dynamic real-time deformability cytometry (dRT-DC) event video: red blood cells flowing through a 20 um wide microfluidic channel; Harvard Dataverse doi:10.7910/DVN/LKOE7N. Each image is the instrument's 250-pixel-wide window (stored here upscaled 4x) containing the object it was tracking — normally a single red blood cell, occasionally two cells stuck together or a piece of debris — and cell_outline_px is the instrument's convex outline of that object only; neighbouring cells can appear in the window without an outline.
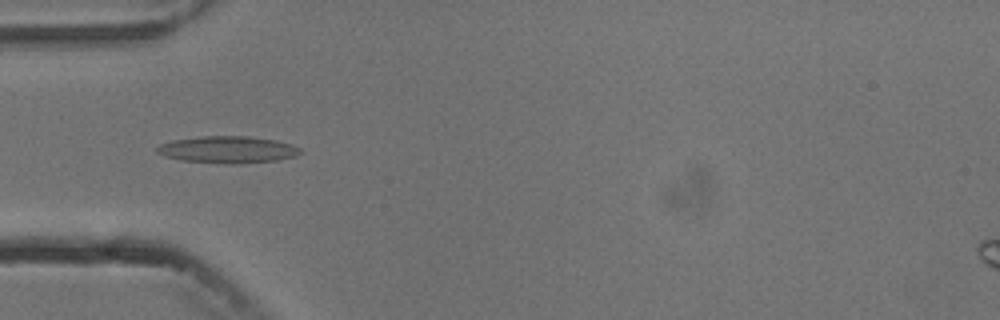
{"species": "common noctule bat (a hibernating species)", "species_latin": "Nyctalus noctula", "temperature_condition": "cold", "stored_images_in_passage": 3, "camera_frame_rate_fps": 3000, "um_per_image_px": 0.085, "animal": {"sex": "male", "body_mass_g": 13.3}, "frame": {"image": 1, "passage_image": 1, "time_ms": 0.0, "image_size_px": [1000, 320], "cell_outline_px": [[304, 152], [296, 156], [276, 160], [240, 164], [224, 164], [180, 160], [164, 156], [156, 152], [156, 148], [160, 144], [172, 140], [200, 136], [248, 136], [276, 140], [292, 144], [300, 148]], "centroid_in_image_um": [19.36, 12.72], "position_along_channel_um": 65.6, "area_um2": 22.77}}
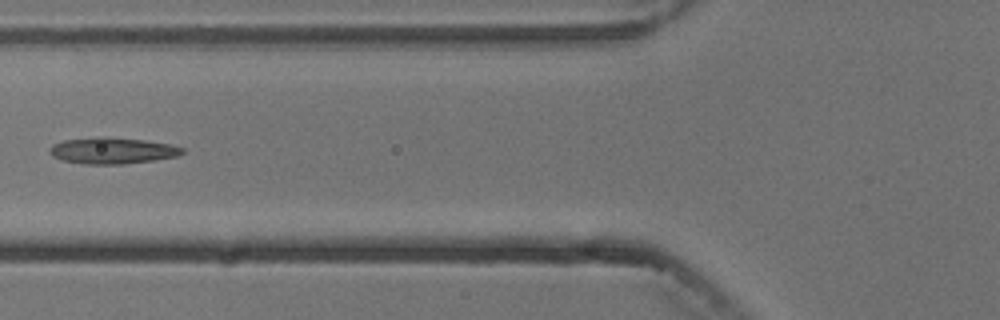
{"frame": {"image": 2, "passage_image": 2, "time_ms": 1.333, "image_size_px": [1000, 320], "cell_outline_px": [[184, 152], [180, 156], [124, 164], [84, 164], [64, 160], [52, 156], [48, 152], [48, 148], [52, 144], [64, 140], [96, 136], [104, 136], [144, 140], [172, 144], [184, 148]], "centroid_in_image_um": [9.54, 12.79], "position_along_channel_um": 116.3, "area_um2": 20.58}}
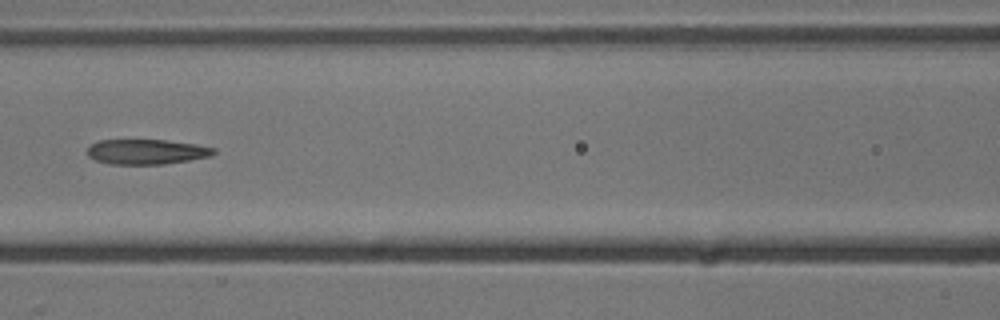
{"frame": {"image": 3, "passage_image": 3, "time_ms": 2.333, "image_size_px": [1000, 320], "cell_outline_px": [[216, 152], [212, 156], [164, 164], [108, 164], [96, 160], [88, 156], [88, 148], [92, 144], [100, 140], [164, 140], [196, 144], [216, 148]], "centroid_in_image_um": [12.48, 12.9], "position_along_channel_um": 154.1, "area_um2": 18.38}}